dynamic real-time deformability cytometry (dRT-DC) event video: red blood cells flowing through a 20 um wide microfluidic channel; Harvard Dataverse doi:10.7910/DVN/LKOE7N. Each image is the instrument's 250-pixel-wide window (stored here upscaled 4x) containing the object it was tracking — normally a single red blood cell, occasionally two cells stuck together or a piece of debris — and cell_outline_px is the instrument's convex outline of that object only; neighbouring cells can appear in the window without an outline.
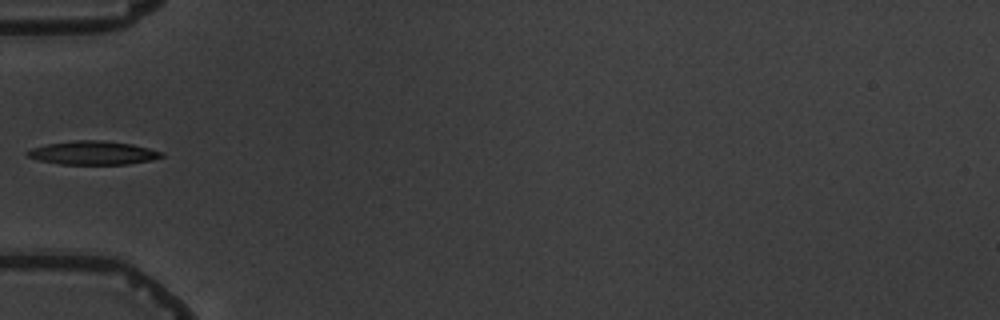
{"species": "common noctule bat (a hibernating species)", "species_latin": "Nyctalus noctula", "temperature_condition": "warm", "stored_images_in_passage": 5, "camera_frame_rate_fps": 3000, "um_per_image_px": 0.085, "animal": {"sex": "male", "body_mass_g": 19.5, "forearm_length_mm": 54.6}, "frame": {"image": 1, "passage_image": 5, "time_ms": 4.667, "image_size_px": [1000, 320], "cell_outline_px": [[164, 156], [152, 160], [128, 164], [60, 164], [40, 160], [28, 156], [24, 152], [32, 148], [48, 144], [72, 140], [104, 140], [132, 144], [164, 152]], "centroid_in_image_um": [7.93, 12.99], "position_along_channel_um": 77.1, "area_um2": 18.44}}